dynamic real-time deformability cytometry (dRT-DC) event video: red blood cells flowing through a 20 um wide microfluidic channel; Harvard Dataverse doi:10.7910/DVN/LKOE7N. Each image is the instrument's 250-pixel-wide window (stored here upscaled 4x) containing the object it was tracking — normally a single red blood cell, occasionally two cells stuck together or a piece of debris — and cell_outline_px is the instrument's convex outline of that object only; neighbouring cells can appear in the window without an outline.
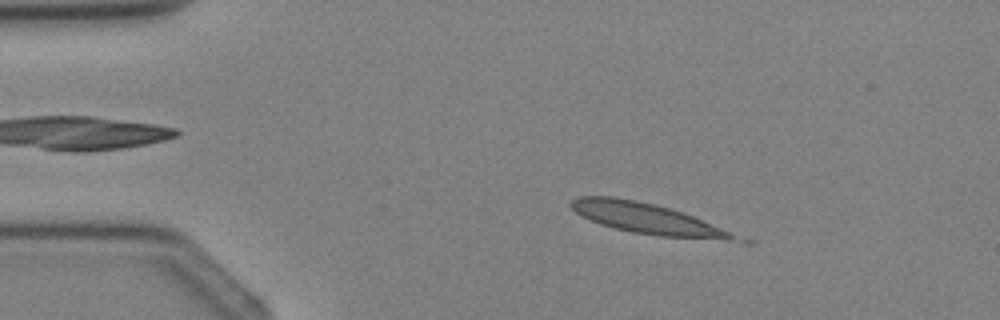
{"species": "Egyptian fruit bat (a non-hibernating species)", "species_latin": "Rousettus aegyptiacus", "temperature_condition": "cold", "stored_images_in_passage": 3, "camera_frame_rate_fps": 3000, "um_per_image_px": 0.085, "animal": {"sex": "female"}, "frame": {"image": 1, "passage_image": 2, "time_ms": 1.333, "image_size_px": [1000, 320], "cell_outline_px": [[756, 240], [752, 244], [744, 244], [660, 236], [632, 232], [600, 224], [576, 212], [568, 204], [572, 200], [580, 196], [612, 196], [636, 200], [656, 204], [692, 216]], "centroid_in_image_um": [55.4, 18.67], "position_along_channel_um": 29.6, "area_um2": 30.46}}